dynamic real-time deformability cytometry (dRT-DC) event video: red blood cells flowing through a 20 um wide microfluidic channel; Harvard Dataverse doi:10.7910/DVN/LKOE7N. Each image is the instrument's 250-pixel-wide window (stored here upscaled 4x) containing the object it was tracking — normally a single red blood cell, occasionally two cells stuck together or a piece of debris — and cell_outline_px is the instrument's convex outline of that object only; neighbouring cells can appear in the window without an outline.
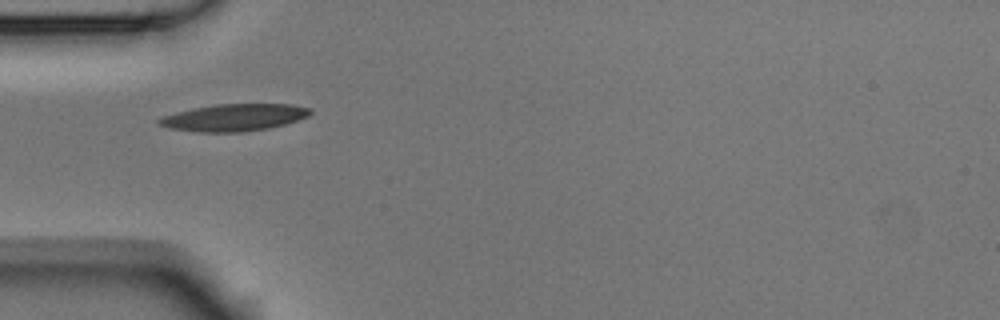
{"species": "Egyptian fruit bat (a non-hibernating species)", "species_latin": "Rousettus aegyptiacus", "temperature_condition": "room temperature", "stored_images_in_passage": 4, "camera_frame_rate_fps": 3000, "um_per_image_px": 0.085, "animal": {"sex": "male"}, "frame": {"image": 1, "passage_image": 2, "time_ms": 0.333, "image_size_px": [1000, 320], "cell_outline_px": [[312, 112], [308, 116], [284, 124], [268, 128], [240, 132], [196, 132], [168, 128], [156, 124], [156, 120], [164, 116], [176, 112], [216, 104], [292, 104], [312, 108]], "centroid_in_image_um": [19.88, 9.99], "position_along_channel_um": 65.1, "area_um2": 23.81}}
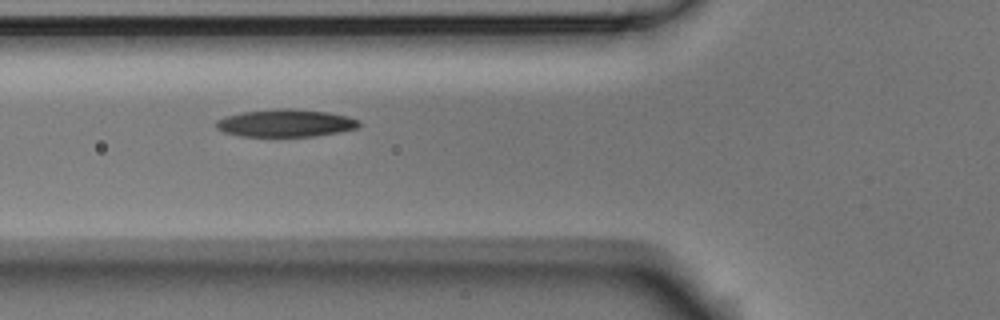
{"frame": {"image": 2, "passage_image": 3, "time_ms": 0.667, "image_size_px": [1000, 320], "cell_outline_px": [[360, 124], [356, 128], [340, 132], [316, 136], [240, 136], [224, 132], [216, 128], [216, 120], [240, 112], [276, 108], [292, 108], [328, 112], [348, 116], [360, 120]], "centroid_in_image_um": [24.29, 10.45], "position_along_channel_um": 101.5, "area_um2": 23.06}}
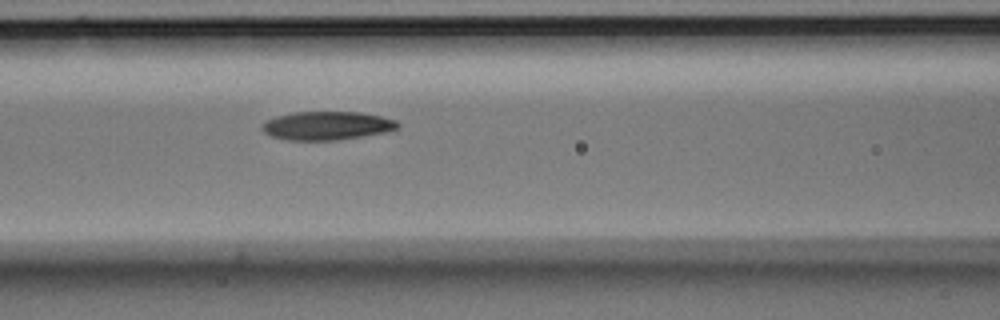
{"frame": {"image": 3, "passage_image": 4, "time_ms": 1.0, "image_size_px": [1000, 320], "cell_outline_px": [[400, 128], [388, 132], [336, 140], [288, 140], [272, 136], [264, 132], [260, 128], [260, 124], [276, 116], [292, 112], [360, 112], [380, 116], [396, 120], [400, 124]], "centroid_in_image_um": [27.8, 10.68], "position_along_channel_um": 138.8, "area_um2": 22.66}}